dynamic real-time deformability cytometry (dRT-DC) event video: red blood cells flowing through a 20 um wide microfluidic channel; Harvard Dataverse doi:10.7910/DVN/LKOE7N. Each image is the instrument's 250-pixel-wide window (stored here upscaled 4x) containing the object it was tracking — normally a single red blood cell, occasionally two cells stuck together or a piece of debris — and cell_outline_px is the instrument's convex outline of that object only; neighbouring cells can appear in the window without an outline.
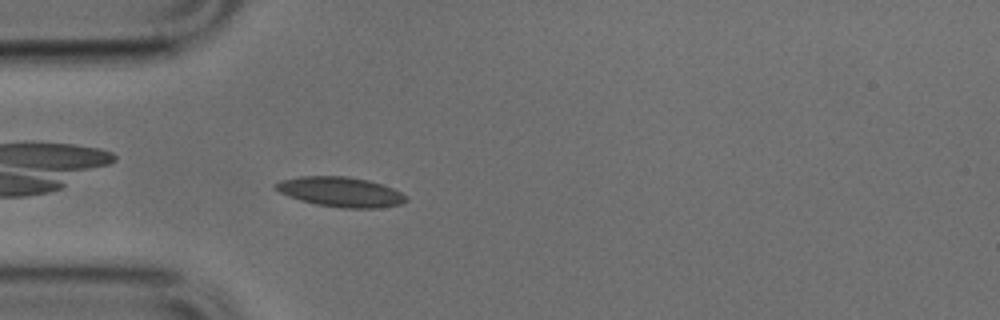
{"species": "common noctule bat (a hibernating species)", "species_latin": "Nyctalus noctula", "temperature_condition": "cold", "stored_images_in_passage": 38, "camera_frame_rate_fps": 3000, "um_per_image_px": 0.085, "animal": {"sex": "male", "body_mass_g": 17.9, "forearm_length_mm": 54.2}, "frame": {"image": 1, "passage_image": 2, "time_ms": 0.333, "image_size_px": [1000, 320], "cell_outline_px": [[408, 200], [400, 204], [380, 208], [344, 208], [316, 204], [300, 200], [280, 192], [272, 188], [272, 184], [280, 180], [300, 176], [348, 176], [368, 180], [392, 188], [408, 196]], "centroid_in_image_um": [28.93, 16.3], "position_along_channel_um": 56.1, "area_um2": 22.77}}
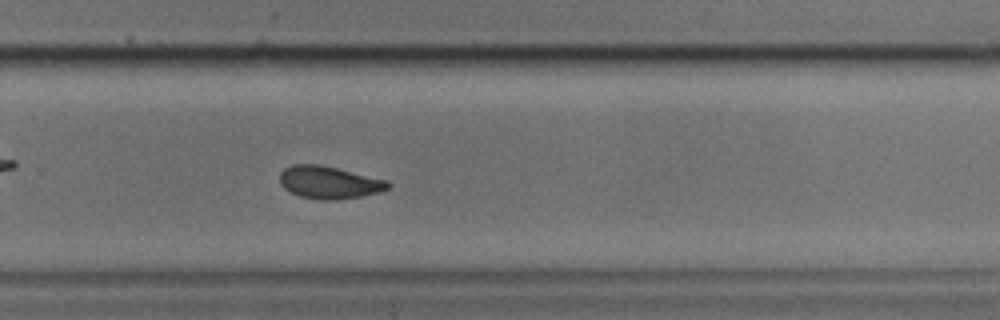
{"frame": {"image": 2, "passage_image": 21, "time_ms": 6.667, "image_size_px": [1000, 320], "cell_outline_px": [[392, 184], [388, 188], [380, 192], [360, 196], [332, 200], [320, 200], [300, 196], [284, 188], [280, 184], [280, 172], [284, 168], [292, 164], [320, 164], [388, 180]], "centroid_in_image_um": [27.97, 15.49], "position_along_channel_um": 301.8, "area_um2": 20.52}}
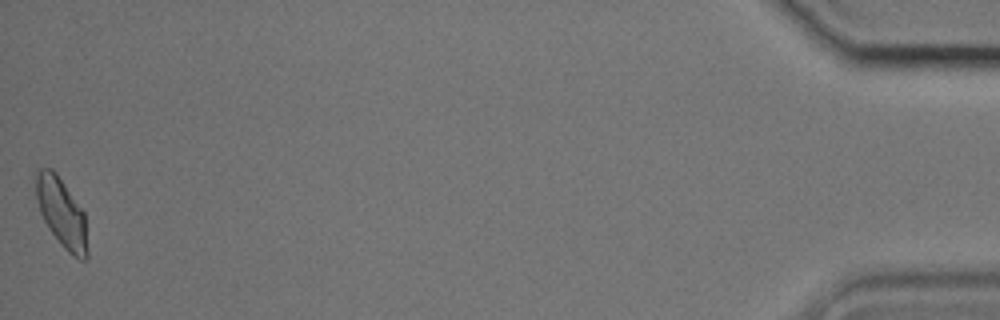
{"frame": {"image": 3, "passage_image": 38, "time_ms": 12.333, "image_size_px": [1000, 320], "cell_outline_px": [[88, 256], [84, 260], [80, 260], [72, 256], [60, 244], [48, 228], [40, 212], [36, 200], [36, 168], [52, 168], [56, 172], [84, 212], [88, 252]], "centroid_in_image_um": [5.23, 18.09], "position_along_channel_um": 430.0, "area_um2": 20.81}}